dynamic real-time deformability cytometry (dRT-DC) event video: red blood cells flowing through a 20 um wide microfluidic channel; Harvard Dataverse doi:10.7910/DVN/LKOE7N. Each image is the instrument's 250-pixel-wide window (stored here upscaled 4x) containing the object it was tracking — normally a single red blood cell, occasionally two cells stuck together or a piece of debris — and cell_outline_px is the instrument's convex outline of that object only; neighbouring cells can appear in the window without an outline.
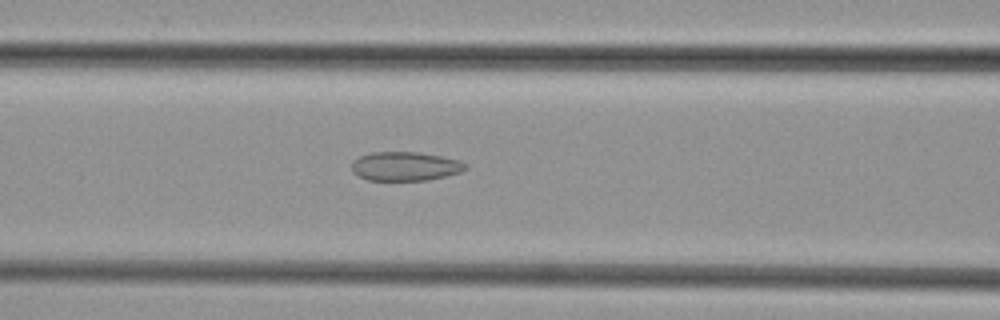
{"species": "common noctule bat (a hibernating species)", "species_latin": "Nyctalus noctula", "temperature_condition": "cold", "stored_images_in_passage": 33, "camera_frame_rate_fps": 3000, "um_per_image_px": 0.085, "animal": {"sex": "female", "body_mass_g": 29.2, "forearm_length_mm": 56.3}, "frame": {"image": 1, "passage_image": 14, "time_ms": 4.333, "image_size_px": [1000, 320], "cell_outline_px": [[468, 168], [460, 172], [428, 180], [368, 180], [352, 172], [352, 160], [360, 156], [372, 152], [420, 152], [460, 160]], "centroid_in_image_um": [34.42, 14.13], "position_along_channel_um": 132.2, "area_um2": 19.13}}
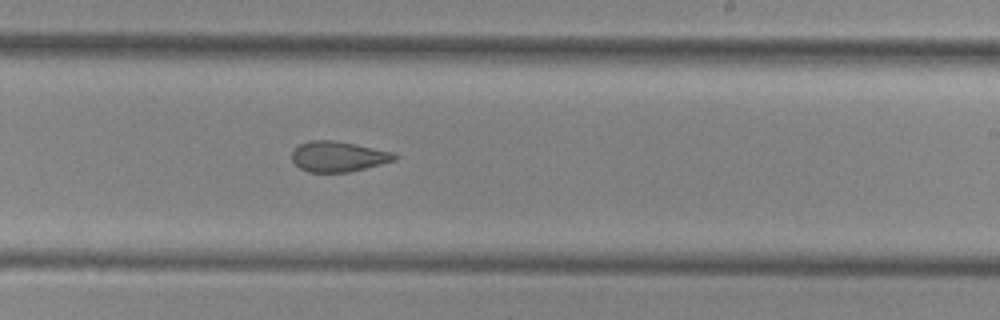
{"frame": {"image": 2, "passage_image": 23, "time_ms": 7.333, "image_size_px": [1000, 320], "cell_outline_px": [[396, 160], [348, 172], [308, 172], [300, 168], [292, 160], [292, 152], [300, 144], [308, 140], [336, 140], [396, 152]], "centroid_in_image_um": [28.76, 13.29], "position_along_channel_um": 260.2, "area_um2": 18.21}}
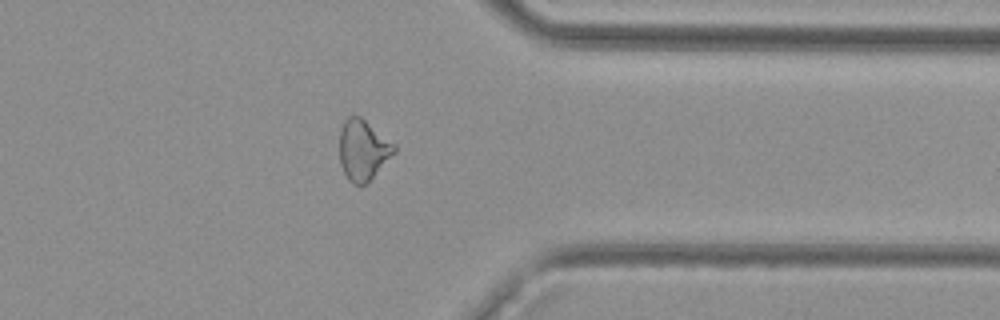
{"frame": {"image": 3, "passage_image": 32, "time_ms": 10.333, "image_size_px": [1000, 320], "cell_outline_px": [[396, 152], [364, 184], [352, 184], [348, 180], [340, 164], [340, 132], [344, 120], [348, 116], [360, 116], [396, 144]], "centroid_in_image_um": [30.86, 12.72], "position_along_channel_um": 380.5, "area_um2": 19.07}}